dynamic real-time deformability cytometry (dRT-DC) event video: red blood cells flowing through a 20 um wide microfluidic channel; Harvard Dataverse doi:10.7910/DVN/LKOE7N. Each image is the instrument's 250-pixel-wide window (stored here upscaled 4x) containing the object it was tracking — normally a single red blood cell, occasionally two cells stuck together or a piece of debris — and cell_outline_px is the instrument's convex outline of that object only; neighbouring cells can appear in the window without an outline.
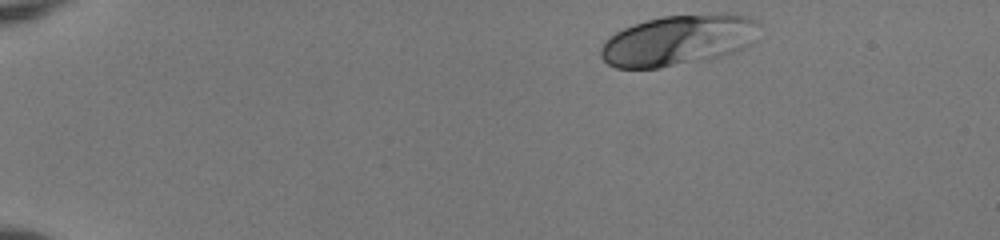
{"species": "human", "species_latin": "Homo sapiens", "temperature_condition": "room temperature", "stored_images_in_passage": 45, "camera_frame_rate_fps": 3000, "um_per_image_px": 0.085, "donor": {"sex": "female"}, "frame": {"image": 1, "passage_image": 1, "time_ms": 0.0, "image_size_px": [1000, 240], "cell_outline_px": [[760, 24], [752, 44], [744, 48], [720, 56], [660, 68], [616, 68], [608, 64], [600, 56], [600, 48], [604, 40], [608, 36], [624, 28], [648, 20], [664, 16], [720, 12], [728, 12], [748, 16], [756, 20]], "centroid_in_image_um": [57.67, 3.39], "position_along_channel_um": 27.3, "area_um2": 47.05}}
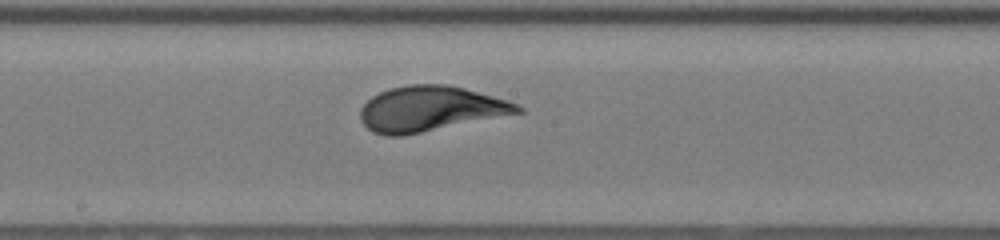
{"frame": {"image": 2, "passage_image": 23, "time_ms": 7.333, "image_size_px": [1000, 240], "cell_outline_px": [[524, 112], [400, 136], [384, 136], [372, 132], [360, 120], [360, 108], [372, 96], [388, 88], [408, 84], [444, 84], [464, 88], [508, 100], [524, 108]], "centroid_in_image_um": [36.55, 9.24], "position_along_channel_um": 211.7, "area_um2": 41.27}}
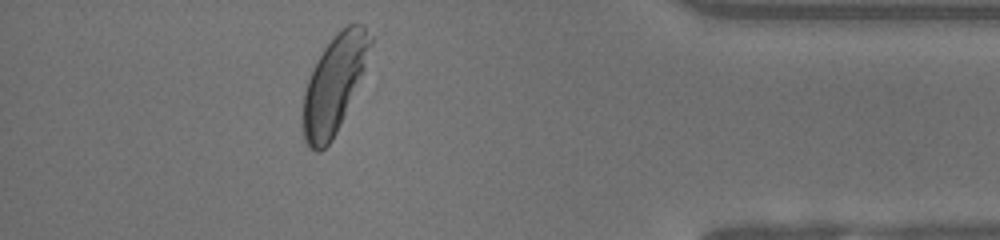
{"frame": {"image": 3, "passage_image": 40, "time_ms": 13.0, "image_size_px": [1000, 240], "cell_outline_px": [[372, 44], [364, 68], [340, 124], [332, 140], [320, 152], [316, 152], [308, 148], [304, 140], [300, 124], [300, 116], [304, 92], [312, 68], [316, 60], [324, 48], [336, 32], [340, 28], [348, 24], [364, 24], [372, 36]], "centroid_in_image_um": [28.34, 7.17], "position_along_channel_um": 406.9, "area_um2": 38.26}}